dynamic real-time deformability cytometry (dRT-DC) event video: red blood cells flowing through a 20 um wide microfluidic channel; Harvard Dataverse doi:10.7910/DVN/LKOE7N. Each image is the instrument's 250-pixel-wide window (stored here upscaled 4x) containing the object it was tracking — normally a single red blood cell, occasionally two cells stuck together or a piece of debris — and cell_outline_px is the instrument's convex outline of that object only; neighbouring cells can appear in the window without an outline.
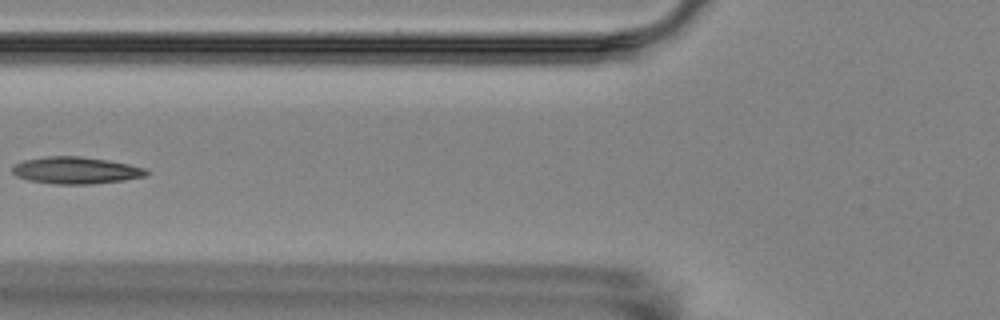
{"species": "Egyptian fruit bat (a non-hibernating species)", "species_latin": "Rousettus aegyptiacus", "temperature_condition": "room temperature", "stored_images_in_passage": 17, "camera_frame_rate_fps": 3000, "um_per_image_px": 0.085, "animal": {"sex": "female"}, "frame": {"image": 1, "passage_image": 6, "time_ms": 6.667, "image_size_px": [1000, 320], "cell_outline_px": [[148, 172], [144, 176], [124, 180], [92, 184], [52, 184], [28, 180], [16, 176], [12, 172], [12, 168], [16, 164], [24, 160], [44, 156], [80, 156], [108, 160], [148, 168]], "centroid_in_image_um": [6.44, 14.48], "position_along_channel_um": 119.4, "area_um2": 21.1}}
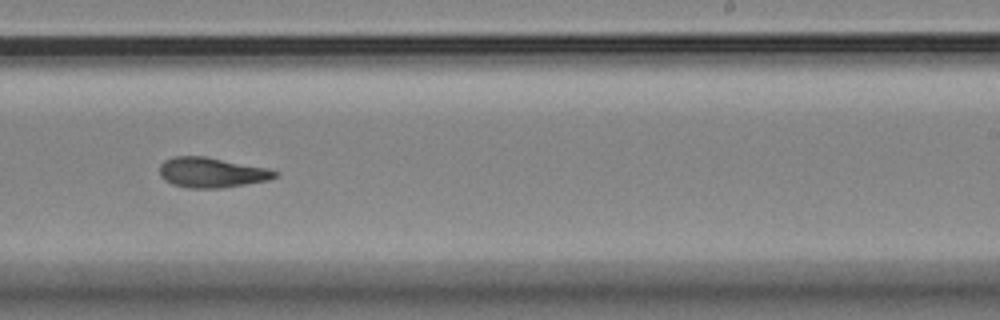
{"frame": {"image": 2, "passage_image": 10, "time_ms": 11.0, "image_size_px": [1000, 320], "cell_outline_px": [[280, 172], [276, 176], [268, 180], [220, 188], [188, 188], [172, 184], [164, 180], [160, 176], [160, 164], [164, 160], [176, 156], [204, 156], [268, 168]], "centroid_in_image_um": [17.97, 14.66], "position_along_channel_um": 271.0, "area_um2": 20.17}}
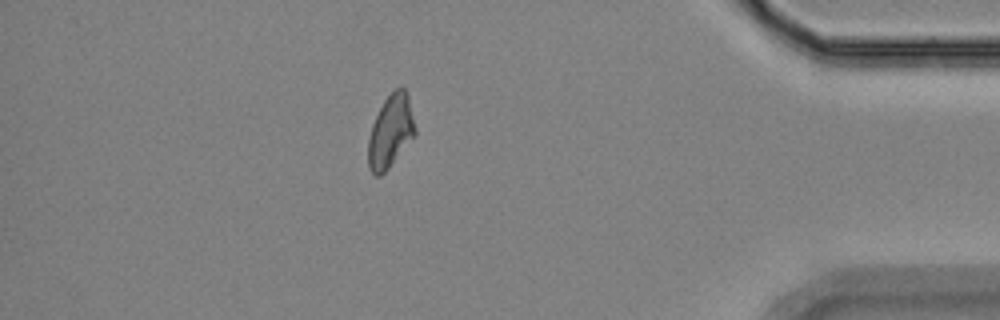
{"frame": {"image": 3, "passage_image": 17, "time_ms": 19.333, "image_size_px": [1000, 320], "cell_outline_px": [[416, 132], [388, 168], [380, 176], [376, 176], [368, 168], [368, 140], [372, 124], [384, 100], [396, 88], [404, 88], [408, 96], [416, 128]], "centroid_in_image_um": [33.18, 11.17], "position_along_channel_um": 402.0, "area_um2": 19.42}, "authors_computed_cell_mechanics": {"area_um2": 20.1722, "velocity_mm_per_s": 3.5065, "shape_relaxation_time_tau1_ms": null, "shape_relaxation_time_tau2_ms": 2.8367, "deformation_change_tau1": null, "deformation_change_tau2": 0.0797}}